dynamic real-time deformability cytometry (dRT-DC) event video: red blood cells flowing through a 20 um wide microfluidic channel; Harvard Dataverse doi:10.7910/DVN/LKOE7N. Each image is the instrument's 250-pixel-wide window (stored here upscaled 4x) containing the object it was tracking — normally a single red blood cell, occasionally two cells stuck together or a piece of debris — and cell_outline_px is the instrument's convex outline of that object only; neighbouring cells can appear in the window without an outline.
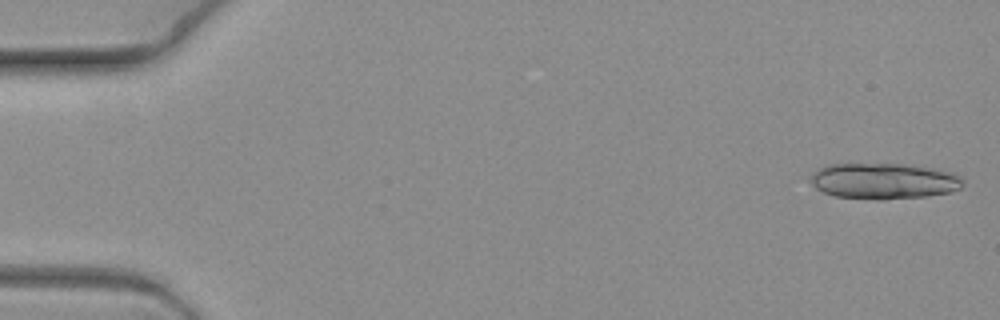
{"species": "common noctule bat (a hibernating species)", "species_latin": "Nyctalus noctula", "temperature_condition": "warm", "stored_images_in_passage": 6, "camera_frame_rate_fps": 3000, "um_per_image_px": 0.085, "animal": {"sex": "female", "body_mass_g": 19.3, "forearm_length_mm": 54.1}, "frame": {"image": 1, "passage_image": 1, "time_ms": 0.0, "image_size_px": [1000, 320], "cell_outline_px": [[964, 184], [960, 188], [948, 192], [928, 196], [884, 200], [876, 200], [836, 196], [824, 192], [816, 188], [812, 184], [812, 176], [820, 168], [828, 164], [904, 164], [932, 168], [952, 172], [960, 176], [964, 180]], "centroid_in_image_um": [75.17, 15.39], "position_along_channel_um": 9.8, "area_um2": 31.85}}